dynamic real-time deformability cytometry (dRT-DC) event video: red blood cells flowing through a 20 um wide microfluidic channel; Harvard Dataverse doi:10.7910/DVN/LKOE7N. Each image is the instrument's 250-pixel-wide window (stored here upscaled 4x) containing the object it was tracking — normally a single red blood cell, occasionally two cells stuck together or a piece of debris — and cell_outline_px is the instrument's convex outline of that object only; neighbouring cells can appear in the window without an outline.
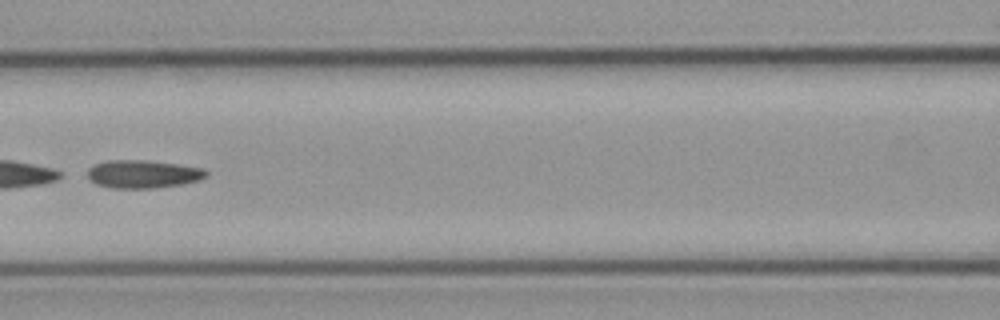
{"species": "common noctule bat (a hibernating species)", "species_latin": "Nyctalus noctula", "temperature_condition": "cold", "stored_images_in_passage": 16, "camera_frame_rate_fps": 3000, "um_per_image_px": 0.085, "animal": {"sex": "male", "body_mass_g": 23.1, "forearm_length_mm": 52.7}, "frame": {"image": 1, "passage_image": 7, "time_ms": 8.0, "image_size_px": [1000, 320], "cell_outline_px": [[208, 176], [200, 180], [180, 184], [152, 188], [112, 188], [96, 184], [88, 176], [88, 168], [96, 164], [108, 160], [140, 160], [176, 164], [204, 168], [208, 172]], "centroid_in_image_um": [12.17, 14.8], "position_along_channel_um": 154.4, "area_um2": 19.19}}
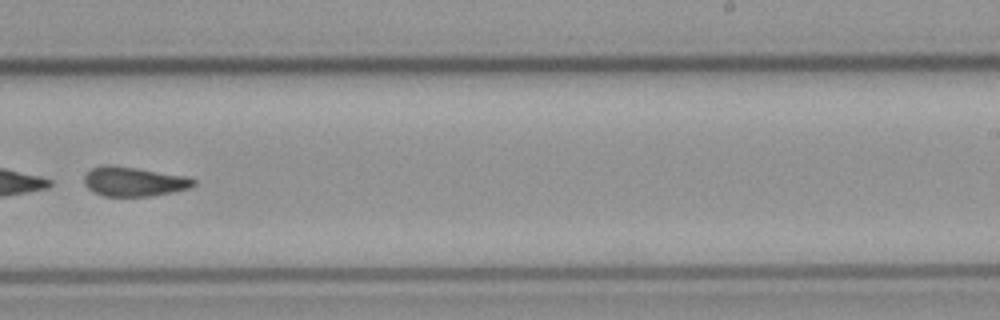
{"frame": {"image": 2, "passage_image": 10, "time_ms": 11.333, "image_size_px": [1000, 320], "cell_outline_px": [[196, 184], [188, 188], [172, 192], [152, 196], [104, 196], [92, 192], [84, 184], [84, 176], [92, 168], [100, 164], [108, 164], [136, 168], [188, 176], [196, 180]], "centroid_in_image_um": [11.36, 15.43], "position_along_channel_um": 277.6, "area_um2": 18.9}}
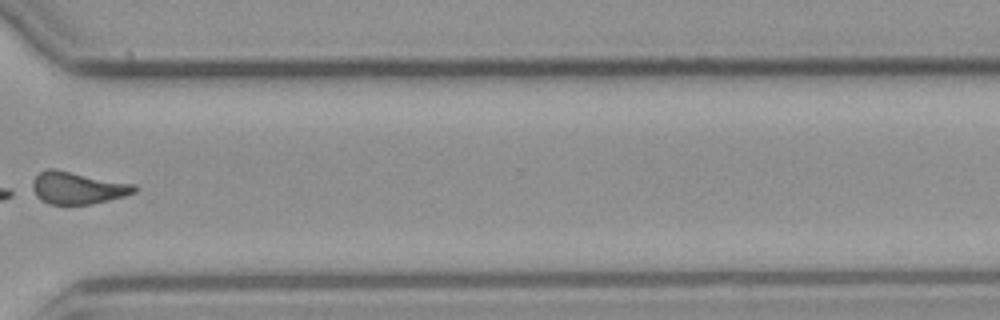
{"frame": {"image": 3, "passage_image": 12, "time_ms": 13.667, "image_size_px": [1000, 320], "cell_outline_px": [[136, 192], [124, 196], [92, 204], [48, 204], [40, 200], [28, 188], [32, 180], [40, 172], [48, 168], [56, 168], [136, 184]], "centroid_in_image_um": [6.54, 15.95], "position_along_channel_um": 364.1, "area_um2": 19.65}}